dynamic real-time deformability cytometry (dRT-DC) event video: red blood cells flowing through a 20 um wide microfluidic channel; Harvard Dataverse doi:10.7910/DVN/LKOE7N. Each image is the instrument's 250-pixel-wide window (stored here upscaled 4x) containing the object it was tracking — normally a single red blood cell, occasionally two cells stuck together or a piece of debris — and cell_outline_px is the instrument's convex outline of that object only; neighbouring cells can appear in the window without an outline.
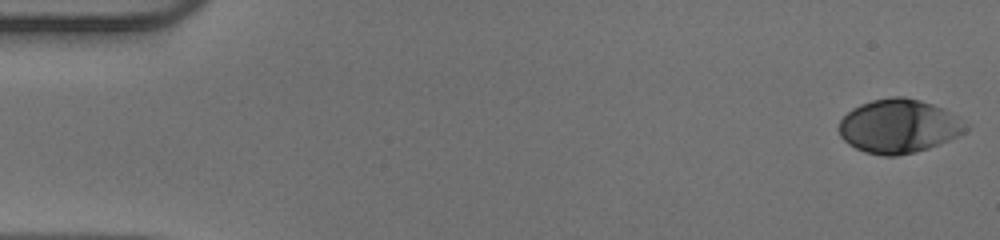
{"species": "human", "species_latin": "Homo sapiens", "temperature_condition": "warm", "stored_images_in_passage": 51, "camera_frame_rate_fps": 3000, "um_per_image_px": 0.085, "donor": {"sex": "male"}, "frame": {"image": 1, "passage_image": 1, "time_ms": 0.0, "image_size_px": [1000, 240], "cell_outline_px": [[968, 128], [964, 132], [948, 140], [928, 148], [916, 152], [896, 156], [880, 156], [864, 152], [848, 144], [840, 136], [836, 128], [840, 120], [852, 108], [860, 104], [872, 100], [892, 96], [904, 96], [920, 100], [932, 104], [956, 116], [968, 124]], "centroid_in_image_um": [76.34, 10.73], "position_along_channel_um": 8.7, "area_um2": 39.82}}
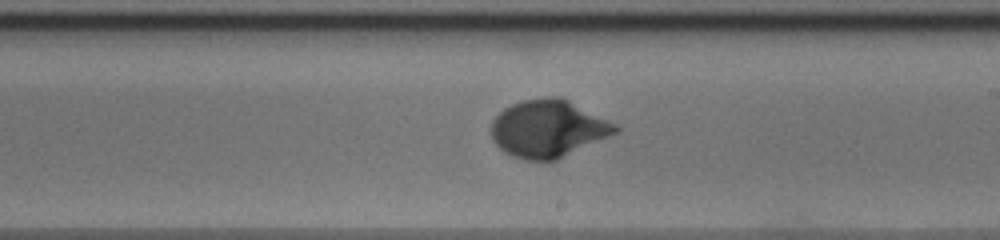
{"frame": {"image": 2, "passage_image": 30, "time_ms": 9.667, "image_size_px": [1000, 240], "cell_outline_px": [[620, 132], [556, 160], [524, 160], [512, 156], [504, 152], [492, 140], [492, 120], [504, 108], [512, 104], [524, 100], [548, 96], [560, 96], [616, 124], [620, 128]], "centroid_in_image_um": [46.6, 10.94], "position_along_channel_um": 242.4, "area_um2": 41.44}}
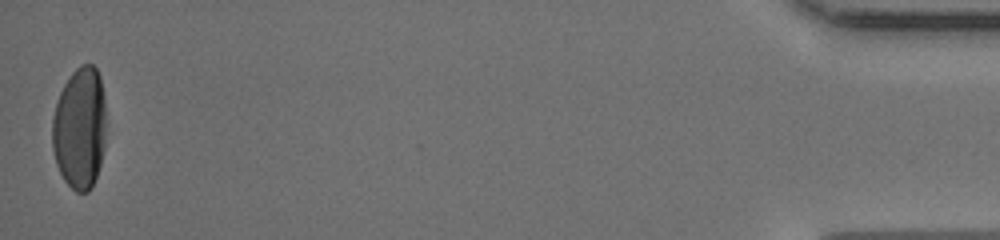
{"frame": {"image": 3, "passage_image": 51, "time_ms": 16.667, "image_size_px": [1000, 240], "cell_outline_px": [[104, 148], [100, 164], [92, 188], [88, 192], [76, 192], [64, 180], [56, 164], [52, 148], [52, 116], [60, 92], [64, 84], [72, 72], [80, 64], [92, 64], [96, 68], [100, 76], [104, 96]], "centroid_in_image_um": [6.76, 10.89], "position_along_channel_um": 428.4, "area_um2": 38.38}, "authors_computed_cell_mechanics": {"area_um2": 39.2462, "velocity_mm_per_s": 3.9829, "shape_relaxation_time_tau1_ms": 3.2783, "shape_relaxation_time_tau2_ms": null, "deformation_change_tau1": 0.1846, "deformation_change_tau2": null}}